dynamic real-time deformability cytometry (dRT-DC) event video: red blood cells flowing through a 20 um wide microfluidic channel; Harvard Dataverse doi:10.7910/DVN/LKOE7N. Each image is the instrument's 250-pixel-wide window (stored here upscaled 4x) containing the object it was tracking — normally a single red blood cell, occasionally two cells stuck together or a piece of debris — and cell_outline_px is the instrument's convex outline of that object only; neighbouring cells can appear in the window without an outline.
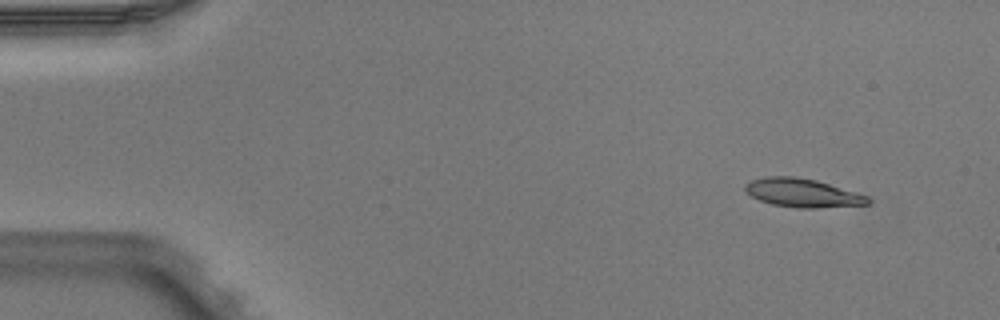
{"species": "Egyptian fruit bat (a non-hibernating species)", "species_latin": "Rousettus aegyptiacus", "temperature_condition": "warm", "stored_images_in_passage": 5, "camera_frame_rate_fps": 3000, "um_per_image_px": 0.085, "animal": {"sex": "male"}, "frame": {"image": 1, "passage_image": 2, "time_ms": 0.333, "image_size_px": [1000, 320], "cell_outline_px": [[872, 200], [868, 204], [816, 208], [800, 208], [772, 204], [760, 200], [752, 196], [744, 188], [744, 184], [752, 180], [764, 176], [796, 176], [816, 180], [856, 192], [868, 196]], "centroid_in_image_um": [68.22, 16.39], "position_along_channel_um": 16.8, "area_um2": 20.35}}
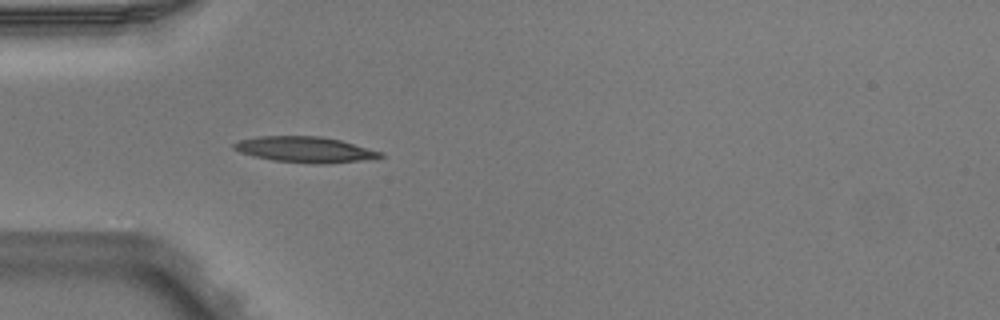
{"frame": {"image": 2, "passage_image": 5, "time_ms": 1.333, "image_size_px": [1000, 320], "cell_outline_px": [[384, 156], [360, 160], [324, 164], [312, 164], [272, 160], [252, 156], [240, 152], [232, 148], [232, 144], [240, 140], [260, 136], [320, 136], [340, 140], [384, 152]], "centroid_in_image_um": [25.9, 12.71], "position_along_channel_um": 59.1, "area_um2": 21.96}}